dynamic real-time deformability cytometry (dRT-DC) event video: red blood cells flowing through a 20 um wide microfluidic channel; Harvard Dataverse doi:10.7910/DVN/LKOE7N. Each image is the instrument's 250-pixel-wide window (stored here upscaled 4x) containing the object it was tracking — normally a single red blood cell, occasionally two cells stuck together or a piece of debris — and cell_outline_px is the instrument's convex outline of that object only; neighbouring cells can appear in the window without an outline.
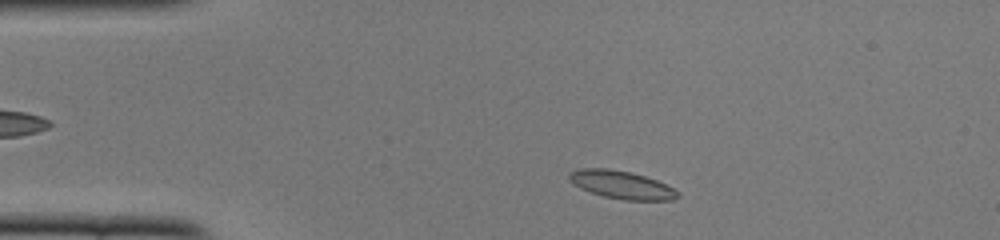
{"species": "common noctule bat (a hibernating species)", "species_latin": "Nyctalus noctula", "temperature_condition": "cold", "stored_images_in_passage": 45, "camera_frame_rate_fps": 3000, "um_per_image_px": 0.085, "animal": {"sex": "female", "body_mass_g": 22.0, "forearm_length_mm": 56.7}, "frame": {"image": 1, "passage_image": 4, "time_ms": 1.0, "image_size_px": [1000, 240], "cell_outline_px": [[680, 196], [672, 200], [624, 200], [604, 196], [580, 188], [568, 180], [568, 172], [576, 168], [608, 168], [632, 172], [656, 180], [680, 192]], "centroid_in_image_um": [52.8, 15.69], "position_along_channel_um": 32.2, "area_um2": 17.74}}
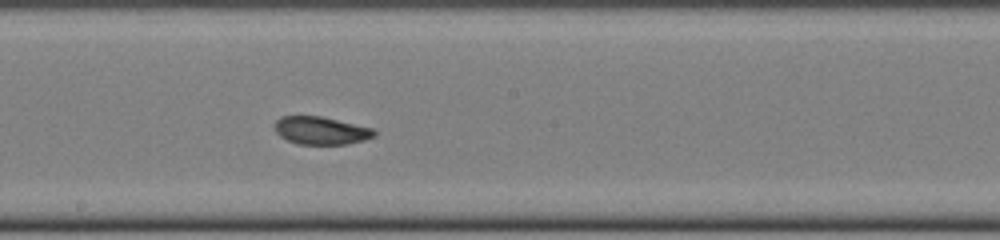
{"frame": {"image": 2, "passage_image": 22, "time_ms": 7.0, "image_size_px": [1000, 240], "cell_outline_px": [[376, 132], [372, 136], [364, 140], [348, 144], [296, 144], [280, 136], [276, 132], [276, 120], [280, 116], [320, 116], [372, 128]], "centroid_in_image_um": [27.26, 11.1], "position_along_channel_um": 220.9, "area_um2": 15.9}}
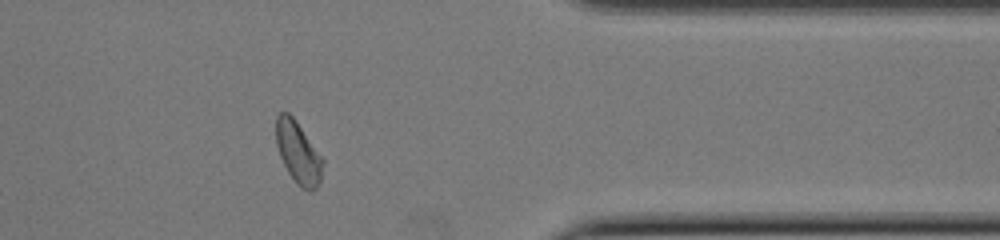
{"frame": {"image": 3, "passage_image": 36, "time_ms": 11.667, "image_size_px": [1000, 240], "cell_outline_px": [[324, 164], [320, 184], [316, 188], [308, 192], [300, 188], [296, 184], [288, 172], [280, 156], [276, 144], [276, 116], [280, 112], [288, 112], [296, 120], [324, 160]], "centroid_in_image_um": [25.36, 13.0], "position_along_channel_um": 386.0, "area_um2": 17.05}, "authors_computed_cell_mechanics": {"area_um2": 16.762, "velocity_mm_per_s": 3.8815, "shape_relaxation_time_tau1_ms": 3.3109, "shape_relaxation_time_tau2_ms": 2.9838, "deformation_change_tau1": 0.1014, "deformation_change_tau2": 0.0709}}